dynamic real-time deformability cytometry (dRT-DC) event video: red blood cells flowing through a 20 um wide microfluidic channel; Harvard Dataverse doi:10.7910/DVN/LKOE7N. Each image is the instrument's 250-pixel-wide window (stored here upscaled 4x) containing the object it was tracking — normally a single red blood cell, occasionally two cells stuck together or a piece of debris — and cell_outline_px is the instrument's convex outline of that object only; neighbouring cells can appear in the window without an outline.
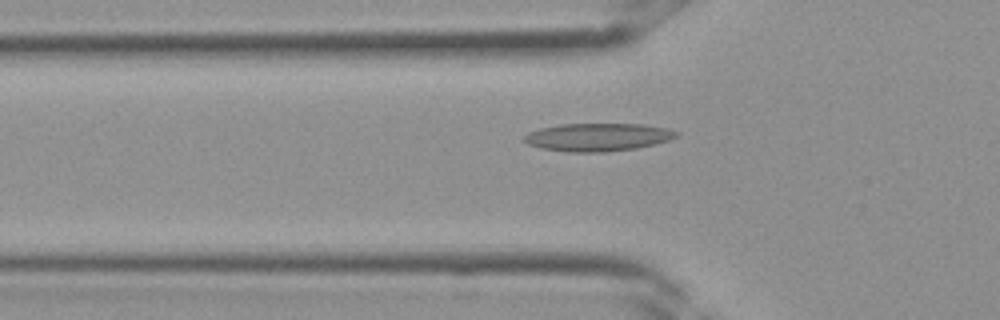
{"species": "Egyptian fruit bat (a non-hibernating species)", "species_latin": "Rousettus aegyptiacus", "temperature_condition": "room temperature", "stored_images_in_passage": 34, "camera_frame_rate_fps": 3000, "um_per_image_px": 0.085, "frame": {"image": 1, "passage_image": 12, "time_ms": 3.667, "image_size_px": [1000, 320], "cell_outline_px": [[680, 136], [668, 140], [636, 148], [608, 152], [564, 152], [540, 148], [528, 144], [520, 140], [528, 132], [540, 128], [560, 124], [644, 124], [668, 128], [680, 132]], "centroid_in_image_um": [50.79, 11.66], "position_along_channel_um": 75.0, "area_um2": 25.09}}
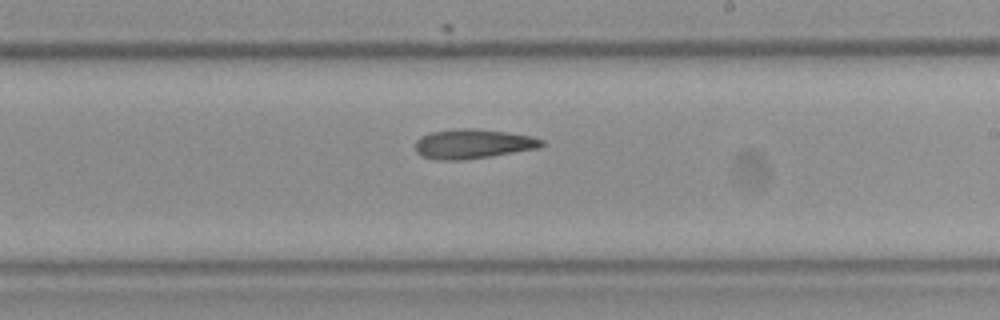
{"frame": {"image": 2, "passage_image": 21, "time_ms": 6.667, "image_size_px": [1000, 320], "cell_outline_px": [[544, 144], [540, 148], [464, 160], [436, 160], [420, 156], [416, 152], [416, 140], [420, 136], [432, 132], [460, 128], [472, 128], [504, 132], [532, 136], [544, 140]], "centroid_in_image_um": [40.18, 12.24], "position_along_channel_um": 248.8, "area_um2": 21.73}}
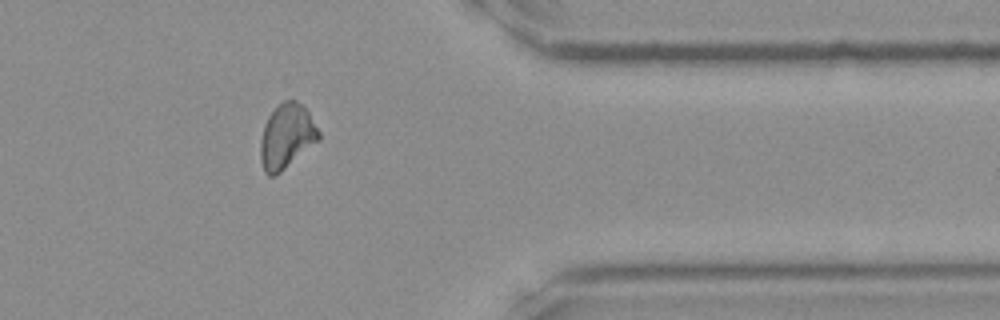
{"frame": {"image": 3, "passage_image": 29, "time_ms": 9.333, "image_size_px": [1000, 320], "cell_outline_px": [[320, 140], [276, 176], [268, 176], [264, 172], [260, 160], [260, 140], [264, 124], [268, 116], [284, 100], [296, 100], [308, 112], [320, 132]], "centroid_in_image_um": [24.35, 11.63], "position_along_channel_um": 387.0, "area_um2": 22.02}}